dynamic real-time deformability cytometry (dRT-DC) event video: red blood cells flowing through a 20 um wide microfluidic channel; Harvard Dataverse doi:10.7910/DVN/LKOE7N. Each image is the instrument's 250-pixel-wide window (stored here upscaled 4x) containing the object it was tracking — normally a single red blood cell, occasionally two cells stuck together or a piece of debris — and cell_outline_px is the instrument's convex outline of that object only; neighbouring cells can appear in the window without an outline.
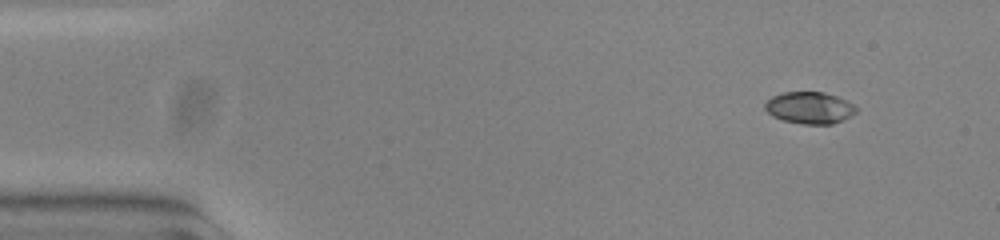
{"species": "common noctule bat (a hibernating species)", "species_latin": "Nyctalus noctula", "temperature_condition": "warm", "stored_images_in_passage": 50, "camera_frame_rate_fps": 3000, "um_per_image_px": 0.085, "animal": {"sex": "female", "body_mass_g": 23.0, "forearm_length_mm": 53.4}, "frame": {"image": 1, "passage_image": 1, "time_ms": 0.0, "image_size_px": [1000, 240], "cell_outline_px": [[860, 108], [852, 116], [844, 120], [832, 124], [804, 124], [784, 120], [772, 116], [764, 108], [764, 104], [772, 96], [784, 92], [824, 92], [836, 96]], "centroid_in_image_um": [68.84, 9.16], "position_along_channel_um": 16.2, "area_um2": 16.94}}
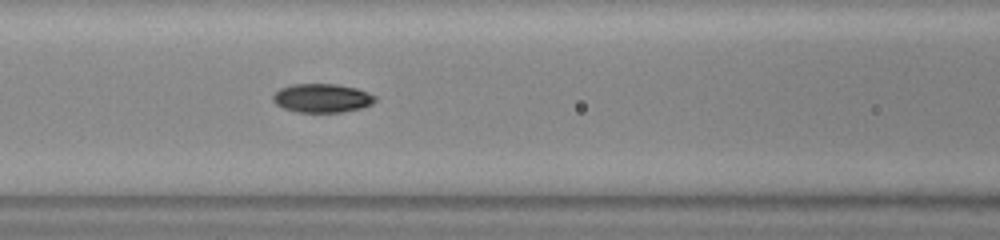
{"frame": {"image": 2, "passage_image": 19, "time_ms": 6.0, "image_size_px": [1000, 240], "cell_outline_px": [[376, 100], [372, 104], [360, 108], [340, 112], [300, 112], [284, 108], [276, 104], [272, 100], [272, 96], [280, 88], [292, 84], [336, 84], [356, 88], [368, 92], [376, 96]], "centroid_in_image_um": [27.37, 8.33], "position_along_channel_um": 139.2, "area_um2": 17.05}}
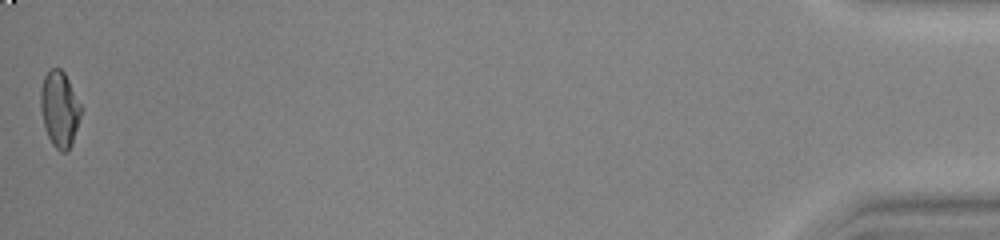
{"frame": {"image": 3, "passage_image": 50, "time_ms": 16.333, "image_size_px": [1000, 240], "cell_outline_px": [[84, 108], [72, 144], [68, 152], [60, 152], [52, 144], [44, 128], [40, 108], [40, 88], [44, 76], [52, 68], [60, 68], [64, 72]], "centroid_in_image_um": [5.08, 9.29], "position_along_channel_um": 430.1, "area_um2": 18.32}, "authors_computed_cell_mechanics": {"area_um2": 17.1666, "velocity_mm_per_s": 3.7849, "shape_relaxation_time_tau1_ms": 5.9571, "shape_relaxation_time_tau2_ms": 1.7194, "deformation_change_tau1": 0.2256, "deformation_change_tau2": 0.0409}}